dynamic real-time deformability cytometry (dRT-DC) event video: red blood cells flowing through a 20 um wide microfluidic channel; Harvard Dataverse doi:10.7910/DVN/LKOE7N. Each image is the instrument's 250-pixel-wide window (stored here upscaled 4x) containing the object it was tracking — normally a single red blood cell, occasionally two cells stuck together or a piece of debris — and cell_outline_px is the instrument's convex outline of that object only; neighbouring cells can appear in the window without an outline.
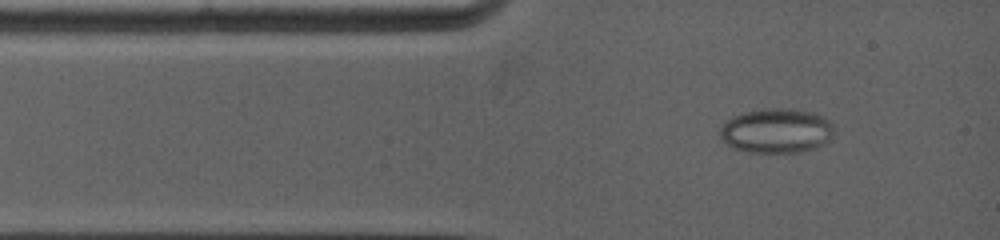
{"species": "common noctule bat (a hibernating species)", "species_latin": "Nyctalus noctula", "temperature_condition": "warm", "stored_images_in_passage": 14, "camera_frame_rate_fps": 5000, "um_per_image_px": 0.085, "animal": {"sex": "female", "body_mass_g": 19.0, "forearm_length_mm": 53.3}, "frame": {"image": 1, "passage_image": 2, "time_ms": 0.8, "image_size_px": [1000, 240], "cell_outline_px": [[832, 136], [824, 144], [816, 148], [800, 152], [748, 152], [732, 148], [720, 140], [716, 132], [732, 116], [744, 112], [772, 108], [788, 108], [812, 112], [824, 116], [832, 124]], "centroid_in_image_um": [65.95, 11.12], "position_along_channel_um": 19.0, "area_um2": 29.88}}
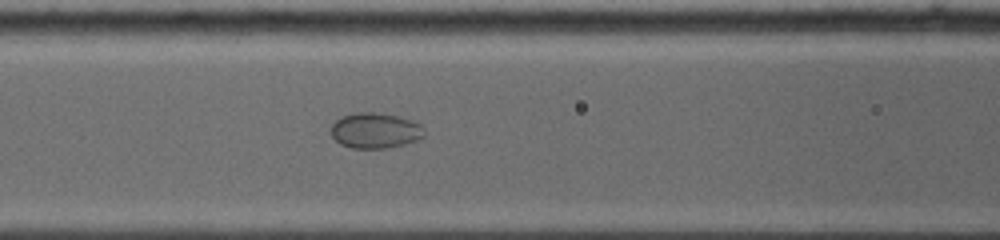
{"frame": {"image": 2, "passage_image": 10, "time_ms": 4.2, "image_size_px": [1000, 240], "cell_outline_px": [[424, 136], [416, 140], [404, 144], [388, 148], [352, 148], [340, 144], [332, 136], [332, 124], [340, 116], [352, 112], [372, 112], [396, 116], [412, 120], [420, 124], [424, 132]], "centroid_in_image_um": [31.87, 11.09], "position_along_channel_um": 134.7, "area_um2": 19.25}}
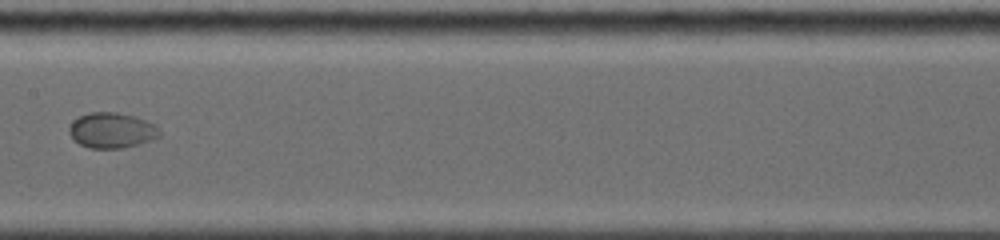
{"frame": {"image": 3, "passage_image": 13, "time_ms": 5.8, "image_size_px": [1000, 240], "cell_outline_px": [[160, 136], [136, 144], [120, 148], [88, 148], [72, 140], [68, 132], [68, 128], [72, 120], [88, 112], [116, 112], [132, 116], [156, 124], [160, 132]], "centroid_in_image_um": [9.43, 11.07], "position_along_channel_um": 198.0, "area_um2": 18.61}}